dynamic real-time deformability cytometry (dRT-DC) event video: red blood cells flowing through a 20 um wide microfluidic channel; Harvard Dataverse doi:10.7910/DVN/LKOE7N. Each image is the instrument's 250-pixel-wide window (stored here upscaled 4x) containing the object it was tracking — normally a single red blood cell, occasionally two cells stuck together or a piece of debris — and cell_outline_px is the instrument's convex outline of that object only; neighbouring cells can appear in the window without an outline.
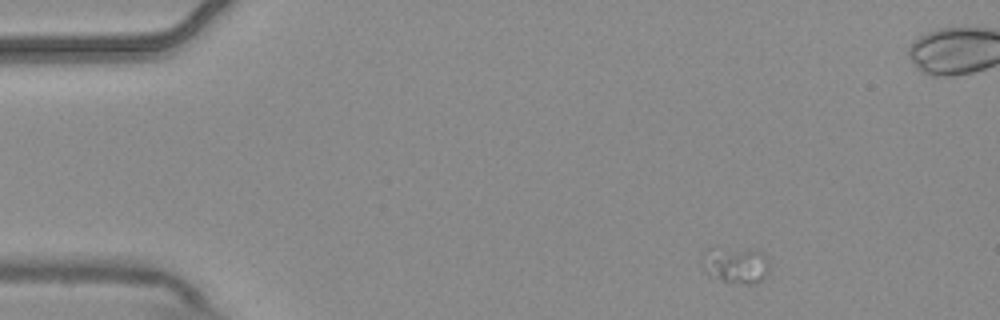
{"species": "common noctule bat (a hibernating species)", "species_latin": "Nyctalus noctula", "temperature_condition": "warm", "stored_images_in_passage": 3, "camera_frame_rate_fps": 3000, "um_per_image_px": 0.085, "animal": {"sex": "male", "body_mass_g": 20.4}, "frame": {"image": 1, "passage_image": 1, "time_ms": 0.0, "image_size_px": [1000, 320], "cell_outline_px": [[768, 272], [764, 280], [752, 284], [744, 284], [724, 280], [704, 272], [700, 256], [708, 248], [756, 248], [764, 252], [768, 260]], "centroid_in_image_um": [62.56, 22.48], "position_along_channel_um": 22.4, "area_um2": 14.68}}